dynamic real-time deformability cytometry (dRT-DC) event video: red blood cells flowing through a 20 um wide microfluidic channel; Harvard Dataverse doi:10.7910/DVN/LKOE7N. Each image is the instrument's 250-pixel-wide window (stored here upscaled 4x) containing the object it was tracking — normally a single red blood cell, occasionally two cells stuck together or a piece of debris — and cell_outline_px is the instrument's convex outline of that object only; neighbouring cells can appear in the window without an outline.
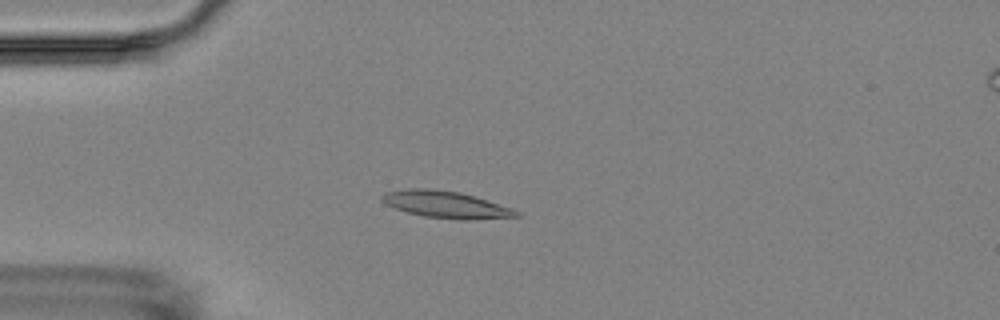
{"species": "Egyptian fruit bat (a non-hibernating species)", "species_latin": "Rousettus aegyptiacus", "temperature_condition": "room temperature", "stored_images_in_passage": 6, "camera_frame_rate_fps": 3000, "um_per_image_px": 0.085, "animal": {"sex": "female"}, "frame": {"image": 1, "passage_image": 5, "time_ms": 4.667, "image_size_px": [1000, 320], "cell_outline_px": [[520, 216], [472, 220], [460, 220], [424, 216], [408, 212], [384, 204], [380, 200], [380, 196], [384, 192], [408, 188], [428, 188], [460, 192], [512, 208], [520, 212]], "centroid_in_image_um": [37.86, 17.38], "position_along_channel_um": 47.1, "area_um2": 21.1}}
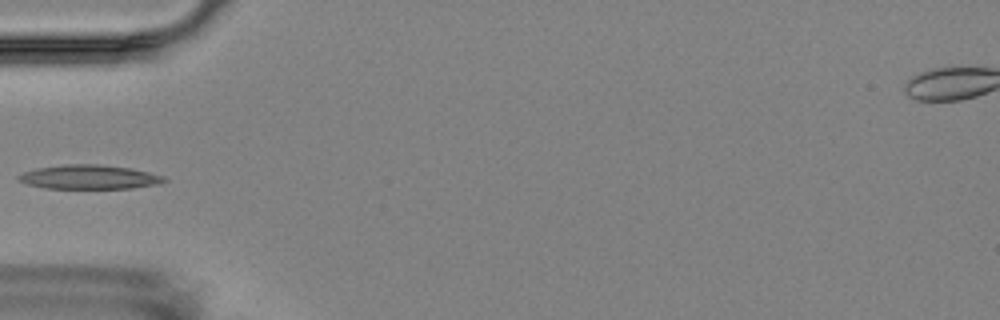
{"frame": {"image": 2, "passage_image": 6, "time_ms": 6.0, "image_size_px": [1000, 320], "cell_outline_px": [[168, 180], [160, 184], [132, 188], [44, 188], [28, 184], [16, 180], [16, 176], [24, 172], [36, 168], [68, 164], [96, 164], [128, 168], [148, 172], [164, 176]], "centroid_in_image_um": [7.57, 15.05], "position_along_channel_um": 77.4, "area_um2": 20.4}}